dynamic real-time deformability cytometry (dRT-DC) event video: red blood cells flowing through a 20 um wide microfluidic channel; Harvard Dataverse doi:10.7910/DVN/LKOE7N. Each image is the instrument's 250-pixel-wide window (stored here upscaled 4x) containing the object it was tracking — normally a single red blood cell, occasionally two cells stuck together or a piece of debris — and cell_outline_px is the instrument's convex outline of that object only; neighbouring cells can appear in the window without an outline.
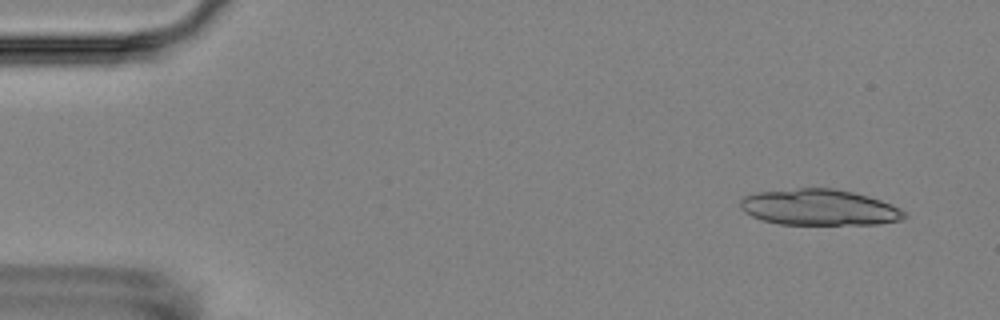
{"species": "Egyptian fruit bat (a non-hibernating species)", "species_latin": "Rousettus aegyptiacus", "temperature_condition": "room temperature", "stored_images_in_passage": 4, "camera_frame_rate_fps": 3000, "um_per_image_px": 0.085, "animal": {"sex": "female"}, "frame": {"image": 1, "passage_image": 1, "time_ms": 0.0, "image_size_px": [1000, 320], "cell_outline_px": [[908, 216], [900, 220], [880, 224], [780, 224], [764, 220], [752, 216], [744, 212], [740, 208], [740, 200], [744, 196], [756, 192], [800, 188], [836, 188], [868, 196], [880, 200], [900, 208]], "centroid_in_image_um": [69.63, 17.62], "position_along_channel_um": 15.4, "area_um2": 34.39}}